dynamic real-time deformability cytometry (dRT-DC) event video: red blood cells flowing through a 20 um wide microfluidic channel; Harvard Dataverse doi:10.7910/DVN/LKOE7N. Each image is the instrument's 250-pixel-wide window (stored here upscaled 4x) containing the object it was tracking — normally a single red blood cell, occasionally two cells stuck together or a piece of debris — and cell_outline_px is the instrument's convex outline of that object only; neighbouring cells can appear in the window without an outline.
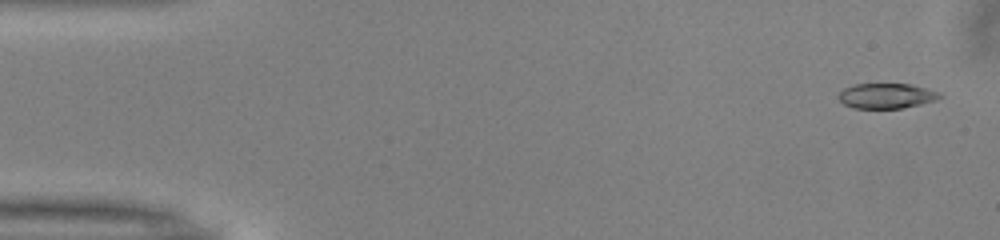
{"species": "common noctule bat (a hibernating species)", "species_latin": "Nyctalus noctula", "temperature_condition": "warm", "stored_images_in_passage": 50, "camera_frame_rate_fps": 3000, "um_per_image_px": 0.085, "animal": {"sex": "male", "body_mass_g": 13.0, "forearm_length_mm": 53.1}, "frame": {"image": 1, "passage_image": 2, "time_ms": 0.333, "image_size_px": [1000, 240], "cell_outline_px": [[944, 96], [936, 100], [920, 104], [900, 108], [852, 108], [844, 104], [836, 96], [844, 88], [856, 84], [912, 84], [940, 92]], "centroid_in_image_um": [75.35, 8.14], "position_along_channel_um": 9.6, "area_um2": 14.85}}
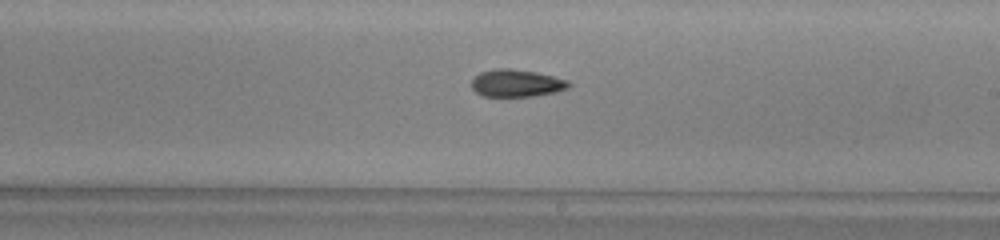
{"frame": {"image": 2, "passage_image": 29, "time_ms": 9.333, "image_size_px": [1000, 240], "cell_outline_px": [[572, 84], [568, 88], [556, 92], [532, 96], [480, 96], [472, 88], [472, 80], [480, 72], [496, 68], [508, 68], [536, 72], [568, 80]], "centroid_in_image_um": [43.9, 7.07], "position_along_channel_um": 245.1, "area_um2": 15.49}}
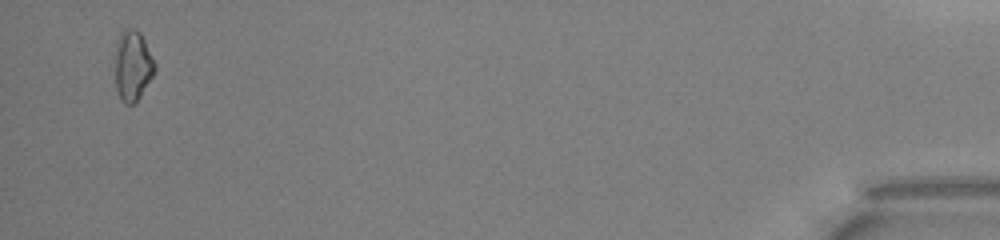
{"frame": {"image": 3, "passage_image": 49, "time_ms": 16.0, "image_size_px": [1000, 240], "cell_outline_px": [[156, 72], [140, 96], [132, 104], [124, 104], [120, 100], [116, 88], [116, 44], [120, 32], [124, 28], [132, 28], [140, 32], [156, 64]], "centroid_in_image_um": [11.29, 5.58], "position_along_channel_um": 423.9, "area_um2": 16.3}, "authors_computed_cell_mechanics": {"area_um2": 15.5193, "velocity_mm_per_s": 4.047, "shape_relaxation_time_tau1_ms": 5.6976, "shape_relaxation_time_tau2_ms": null, "deformation_change_tau1": 0.1279, "deformation_change_tau2": null}}